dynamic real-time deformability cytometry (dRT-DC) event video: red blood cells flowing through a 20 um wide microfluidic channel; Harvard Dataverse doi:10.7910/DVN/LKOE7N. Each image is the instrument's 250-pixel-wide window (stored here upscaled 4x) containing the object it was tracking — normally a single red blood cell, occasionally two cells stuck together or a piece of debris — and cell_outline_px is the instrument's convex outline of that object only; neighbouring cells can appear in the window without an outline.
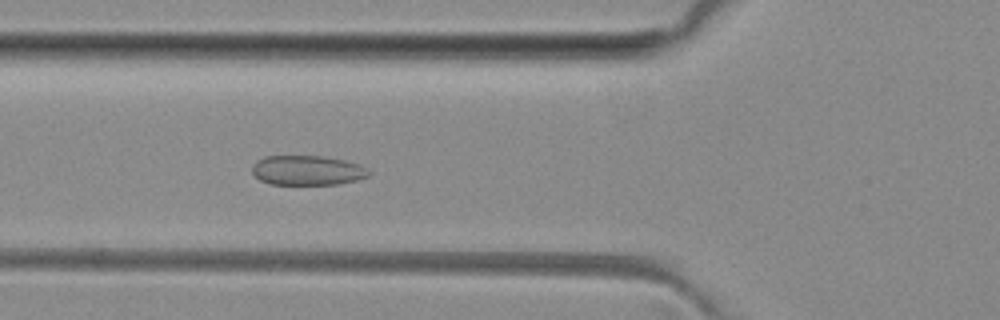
{"species": "common noctule bat (a hibernating species)", "species_latin": "Nyctalus noctula", "temperature_condition": "room temperature", "stored_images_in_passage": 3, "camera_frame_rate_fps": 3000, "um_per_image_px": 0.085, "animal": {"sex": "female", "body_mass_g": 29.2, "forearm_length_mm": 56.3}, "frame": {"image": 1, "passage_image": 3, "time_ms": 2.333, "image_size_px": [1000, 320], "cell_outline_px": [[372, 172], [368, 176], [356, 180], [336, 184], [272, 184], [260, 180], [252, 172], [252, 164], [256, 160], [264, 156], [324, 156], [344, 160], [360, 164], [368, 168]], "centroid_in_image_um": [26.13, 14.47], "position_along_channel_um": 99.7, "area_um2": 20.29}}